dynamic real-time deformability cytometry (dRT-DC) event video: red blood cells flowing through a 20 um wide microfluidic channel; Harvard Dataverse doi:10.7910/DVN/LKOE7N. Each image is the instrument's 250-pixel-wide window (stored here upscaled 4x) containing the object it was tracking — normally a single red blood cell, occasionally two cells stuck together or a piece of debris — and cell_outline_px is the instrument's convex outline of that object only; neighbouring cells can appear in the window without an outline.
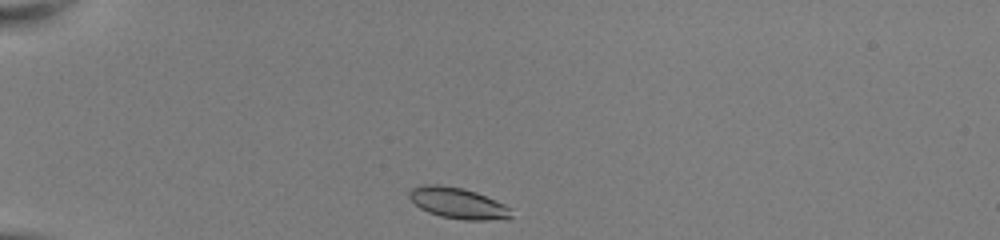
{"species": "common noctule bat (a hibernating species)", "species_latin": "Nyctalus noctula", "temperature_condition": "room temperature", "stored_images_in_passage": 38, "camera_frame_rate_fps": 3000, "um_per_image_px": 0.085, "animal": {"sex": "female", "body_mass_g": 22.0, "forearm_length_mm": 56.7}, "frame": {"image": 1, "passage_image": 1, "time_ms": 0.0, "image_size_px": [1000, 240], "cell_outline_px": [[512, 216], [508, 220], [464, 220], [440, 216], [428, 212], [420, 208], [408, 196], [408, 192], [412, 188], [424, 184], [440, 184], [464, 188], [476, 192], [496, 200], [512, 208]], "centroid_in_image_um": [38.97, 17.27], "position_along_channel_um": 46.0, "area_um2": 18.73}}
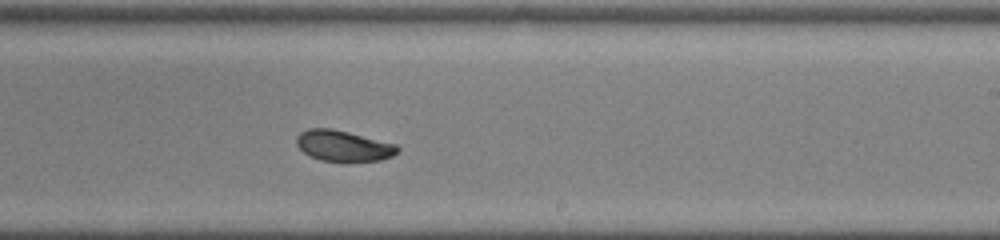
{"frame": {"image": 2, "passage_image": 20, "time_ms": 6.333, "image_size_px": [1000, 240], "cell_outline_px": [[400, 148], [392, 156], [380, 160], [320, 160], [304, 152], [296, 144], [296, 136], [300, 132], [308, 128], [332, 128], [396, 144]], "centroid_in_image_um": [29.16, 12.37], "position_along_channel_um": 259.8, "area_um2": 17.74}}
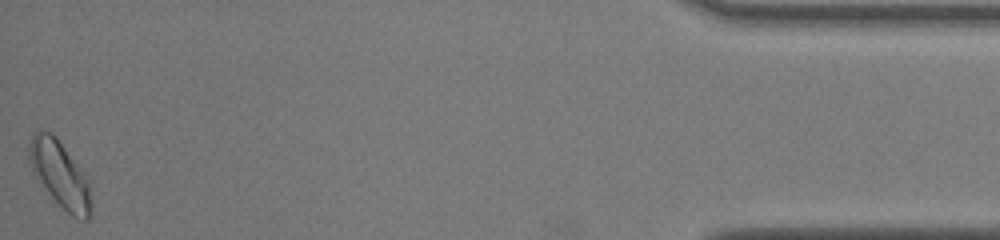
{"frame": {"image": 3, "passage_image": 38, "time_ms": 12.333, "image_size_px": [1000, 240], "cell_outline_px": [[92, 212], [88, 220], [84, 220], [72, 216], [52, 196], [32, 172], [28, 160], [28, 144], [32, 136], [36, 132], [52, 132], [56, 136], [88, 176]], "centroid_in_image_um": [5.12, 14.8], "position_along_channel_um": 430.1, "area_um2": 23.93}, "authors_computed_cell_mechanics": {"area_um2": 18.9873, "velocity_mm_per_s": 4.02, "shape_relaxation_time_tau1_ms": 2.1187, "shape_relaxation_time_tau2_ms": 3.7963, "deformation_change_tau1": 0.0778, "deformation_change_tau2": 0.0638}}